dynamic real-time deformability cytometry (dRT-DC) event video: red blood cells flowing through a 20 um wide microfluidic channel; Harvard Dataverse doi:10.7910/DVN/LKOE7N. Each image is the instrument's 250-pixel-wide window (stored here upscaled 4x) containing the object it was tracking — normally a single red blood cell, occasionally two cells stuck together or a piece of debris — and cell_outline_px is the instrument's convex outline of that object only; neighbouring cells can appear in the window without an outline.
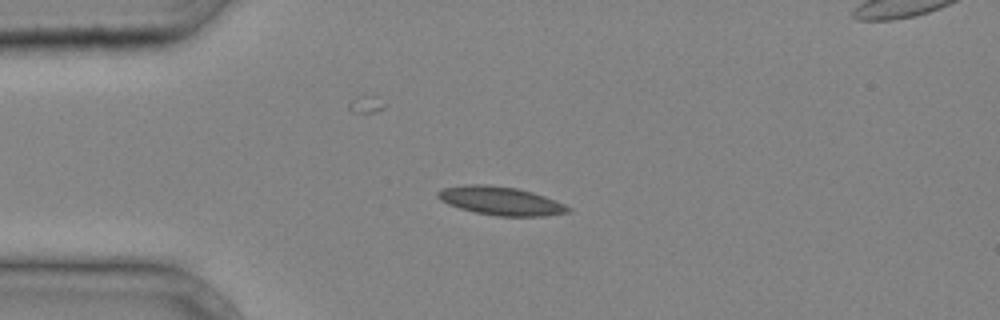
{"species": "common noctule bat (a hibernating species)", "species_latin": "Nyctalus noctula", "temperature_condition": "cold", "stored_images_in_passage": 23, "camera_frame_rate_fps": 3000, "um_per_image_px": 0.085, "animal": {"sex": "male", "body_mass_g": 20.4}, "frame": {"image": 1, "passage_image": 1, "time_ms": 0.0, "image_size_px": [1000, 320], "cell_outline_px": [[572, 212], [544, 216], [496, 216], [476, 212], [460, 208], [448, 204], [440, 200], [436, 196], [436, 192], [444, 188], [464, 184], [488, 184], [516, 188], [532, 192], [544, 196], [564, 204], [572, 208]], "centroid_in_image_um": [42.56, 17.07], "position_along_channel_um": 42.4, "area_um2": 21.68}}